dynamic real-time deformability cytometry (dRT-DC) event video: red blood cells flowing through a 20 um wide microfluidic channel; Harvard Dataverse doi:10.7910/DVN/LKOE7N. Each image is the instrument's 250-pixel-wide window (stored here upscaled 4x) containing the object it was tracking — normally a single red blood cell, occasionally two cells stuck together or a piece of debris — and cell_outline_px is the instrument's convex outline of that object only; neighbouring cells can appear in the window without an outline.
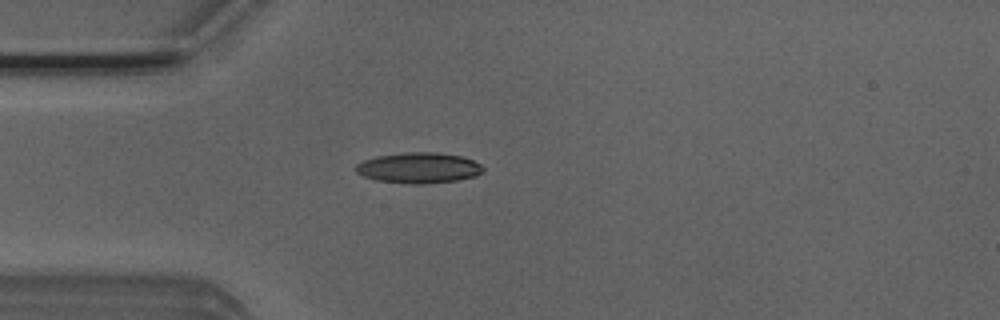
{"species": "Egyptian fruit bat (a non-hibernating species)", "species_latin": "Rousettus aegyptiacus", "temperature_condition": "room temperature", "stored_images_in_passage": 4, "camera_frame_rate_fps": 3000, "um_per_image_px": 0.085, "animal": {"sex": "male"}, "frame": {"image": 1, "passage_image": 4, "time_ms": 1.0, "image_size_px": [1000, 320], "cell_outline_px": [[484, 172], [476, 176], [456, 180], [424, 184], [408, 184], [376, 180], [364, 176], [356, 172], [356, 164], [364, 160], [376, 156], [408, 152], [436, 152], [460, 156], [472, 160], [480, 164], [484, 168]], "centroid_in_image_um": [35.6, 14.27], "position_along_channel_um": 49.4, "area_um2": 22.72}}